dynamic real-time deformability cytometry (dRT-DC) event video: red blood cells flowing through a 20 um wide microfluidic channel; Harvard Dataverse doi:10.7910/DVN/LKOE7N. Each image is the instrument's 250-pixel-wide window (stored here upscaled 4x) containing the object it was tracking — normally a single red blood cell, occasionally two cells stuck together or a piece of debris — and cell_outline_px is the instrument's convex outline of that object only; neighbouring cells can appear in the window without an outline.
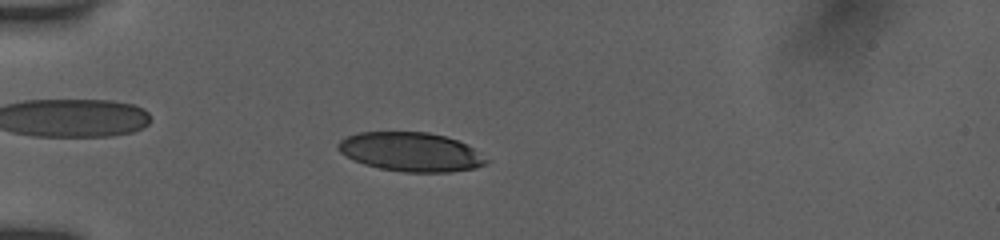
{"species": "human", "species_latin": "Homo sapiens", "temperature_condition": "room temperature", "stored_images_in_passage": 53, "camera_frame_rate_fps": 3000, "um_per_image_px": 0.085, "donor": {"sex": "female"}, "frame": {"image": 1, "passage_image": 16, "time_ms": 5.0, "image_size_px": [1000, 240], "cell_outline_px": [[492, 160], [488, 164], [476, 168], [448, 172], [404, 172], [380, 168], [364, 164], [352, 160], [340, 152], [336, 148], [336, 144], [340, 140], [356, 132], [428, 132], [444, 136], [468, 144]], "centroid_in_image_um": [34.95, 12.91], "position_along_channel_um": 50.0, "area_um2": 34.1}}
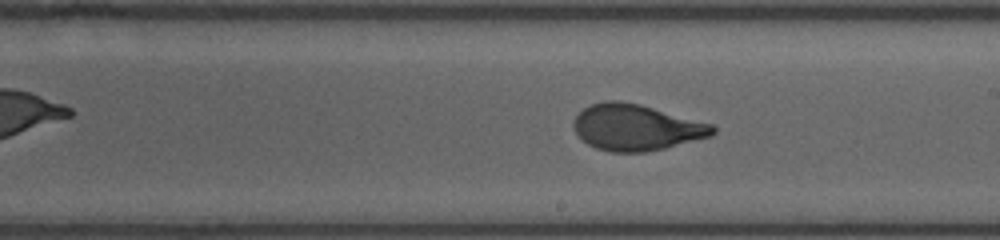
{"frame": {"image": 2, "passage_image": 32, "time_ms": 10.333, "image_size_px": [1000, 240], "cell_outline_px": [[716, 132], [712, 136], [664, 148], [644, 152], [608, 152], [596, 148], [588, 144], [576, 132], [572, 124], [572, 120], [584, 108], [592, 104], [604, 100], [620, 100], [640, 104], [712, 124], [716, 128]], "centroid_in_image_um": [54.07, 10.82], "position_along_channel_um": 234.9, "area_um2": 37.34}}
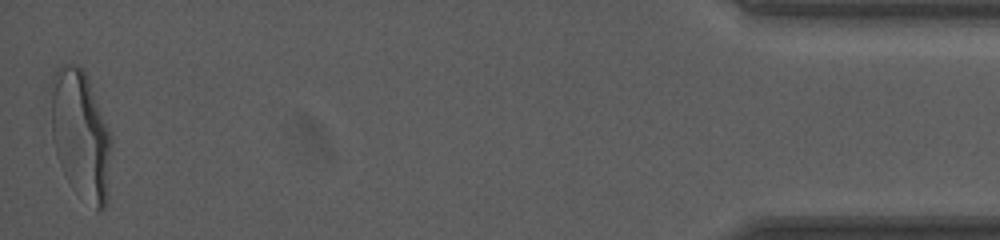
{"frame": {"image": 3, "passage_image": 53, "time_ms": 17.333, "image_size_px": [1000, 240], "cell_outline_px": [[112, 144], [108, 196], [104, 208], [100, 212], [96, 212], [60, 164], [56, 152], [52, 136], [52, 76], [56, 68], [60, 64], [80, 64], [84, 68], [112, 136]], "centroid_in_image_um": [6.9, 11.37], "position_along_channel_um": 428.3, "area_um2": 44.8}, "authors_computed_cell_mechanics": {"area_um2": 37.2232, "velocity_mm_per_s": 3.9104, "shape_relaxation_time_tau1_ms": 4.6091, "shape_relaxation_time_tau2_ms": null, "deformation_change_tau1": 0.1939, "deformation_change_tau2": null}}